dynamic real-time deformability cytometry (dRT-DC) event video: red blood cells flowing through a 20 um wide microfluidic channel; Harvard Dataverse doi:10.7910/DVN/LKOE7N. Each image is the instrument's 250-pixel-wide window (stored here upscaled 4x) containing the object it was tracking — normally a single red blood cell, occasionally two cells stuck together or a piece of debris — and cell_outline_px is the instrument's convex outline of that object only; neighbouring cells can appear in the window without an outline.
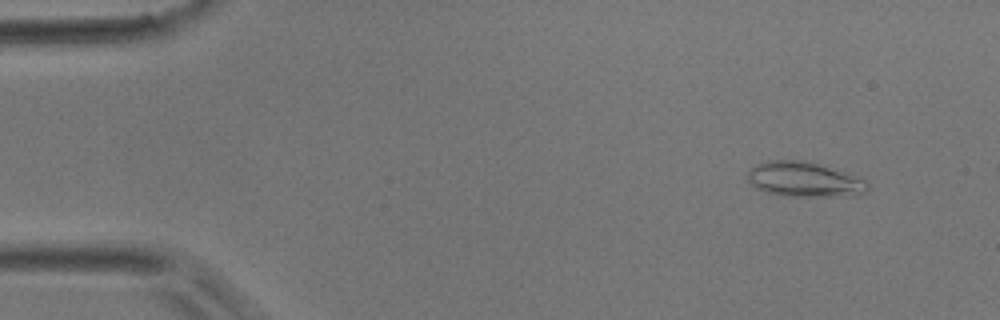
{"species": "common noctule bat (a hibernating species)", "species_latin": "Nyctalus noctula", "temperature_condition": "room temperature", "stored_images_in_passage": 3, "camera_frame_rate_fps": 3000, "um_per_image_px": 0.085, "animal": {"sex": "male", "body_mass_g": 17.9}, "frame": {"image": 1, "passage_image": 3, "time_ms": 0.667, "image_size_px": [1000, 320], "cell_outline_px": [[868, 192], [860, 196], [784, 196], [768, 192], [756, 188], [748, 180], [748, 172], [756, 164], [768, 160], [800, 160], [816, 164], [844, 172], [868, 180]], "centroid_in_image_um": [68.41, 15.27], "position_along_channel_um": 16.6, "area_um2": 24.39}}